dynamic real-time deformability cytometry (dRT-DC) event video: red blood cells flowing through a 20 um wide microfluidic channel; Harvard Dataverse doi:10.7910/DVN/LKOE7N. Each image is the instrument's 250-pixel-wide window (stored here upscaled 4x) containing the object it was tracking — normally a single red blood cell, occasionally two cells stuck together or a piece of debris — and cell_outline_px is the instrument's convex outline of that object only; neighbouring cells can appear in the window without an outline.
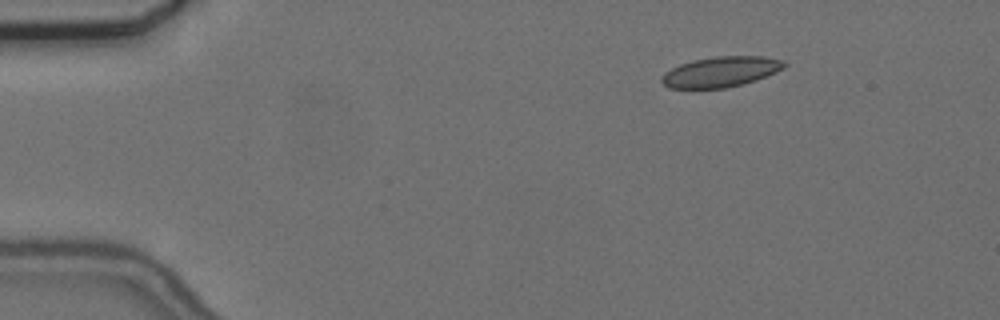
{"species": "common noctule bat (a hibernating species)", "species_latin": "Nyctalus noctula", "temperature_condition": "cold", "stored_images_in_passage": 49, "camera_frame_rate_fps": 3000, "um_per_image_px": 0.085, "animal": {"sex": "female", "body_mass_g": 24.6, "forearm_length_mm": 56.2}, "frame": {"image": 1, "passage_image": 1, "time_ms": 0.0, "image_size_px": [1000, 320], "cell_outline_px": [[788, 64], [784, 68], [776, 72], [756, 80], [744, 84], [724, 88], [668, 88], [660, 80], [660, 76], [664, 72], [680, 64], [692, 60], [716, 56], [764, 56], [784, 60]], "centroid_in_image_um": [61.28, 6.1], "position_along_channel_um": 23.7, "area_um2": 21.91}}
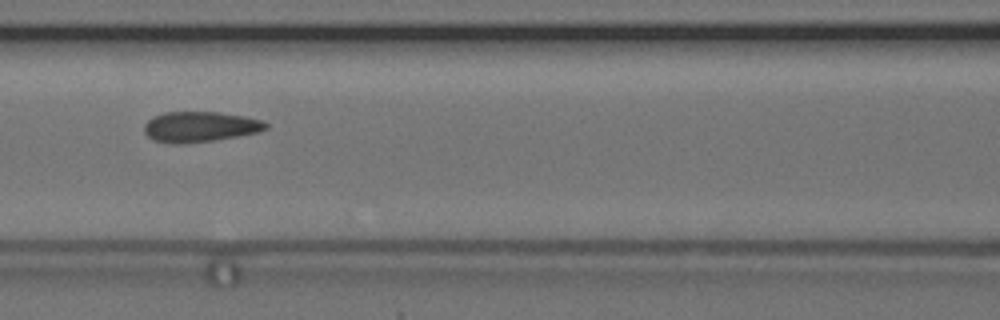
{"frame": {"image": 2, "passage_image": 18, "time_ms": 5.667, "image_size_px": [1000, 320], "cell_outline_px": [[268, 128], [256, 132], [236, 136], [212, 140], [180, 144], [172, 144], [152, 140], [144, 132], [144, 124], [152, 116], [164, 112], [220, 112], [244, 116], [264, 120], [268, 124]], "centroid_in_image_um": [16.96, 10.77], "position_along_channel_um": 149.6, "area_um2": 21.62}}
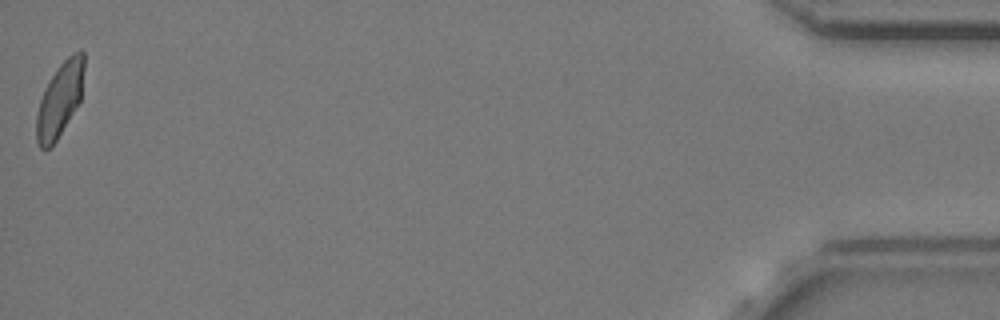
{"frame": {"image": 3, "passage_image": 49, "time_ms": 16.0, "image_size_px": [1000, 320], "cell_outline_px": [[84, 68], [80, 100], [56, 140], [48, 148], [40, 148], [36, 140], [36, 112], [44, 88], [56, 68], [72, 52], [84, 52]], "centroid_in_image_um": [5.06, 8.44], "position_along_channel_um": 430.1, "area_um2": 20.29}, "authors_computed_cell_mechanics": {"area_um2": 21.386, "velocity_mm_per_s": 3.6498, "shape_relaxation_time_tau1_ms": null, "shape_relaxation_time_tau2_ms": 1.0093, "deformation_change_tau1": null, "deformation_change_tau2": 0.0816}}